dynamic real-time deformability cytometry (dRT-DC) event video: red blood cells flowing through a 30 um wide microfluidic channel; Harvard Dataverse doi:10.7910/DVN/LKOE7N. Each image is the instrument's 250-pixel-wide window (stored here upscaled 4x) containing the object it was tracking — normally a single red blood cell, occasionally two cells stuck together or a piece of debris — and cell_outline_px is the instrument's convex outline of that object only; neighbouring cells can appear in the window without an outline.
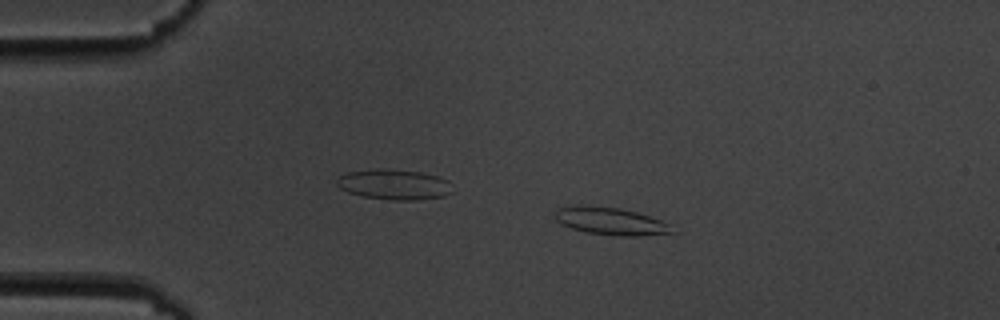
{"species": "common noctule bat (a hibernating species)", "species_latin": "Nyctalus noctula", "temperature_condition": "cold", "stored_images_in_passage": 8, "camera_frame_rate_fps": 3000, "um_per_image_px": 0.085, "animal": {"sex": "male", "body_mass_g": 19.5, "forearm_length_mm": 54.6}, "frame": {"image": 1, "passage_image": 3, "time_ms": 2.333, "image_size_px": [1000, 320], "cell_outline_px": [[676, 232], [640, 236], [620, 236], [584, 232], [560, 224], [556, 220], [556, 208], [572, 204], [588, 204], [620, 208], [636, 212], [660, 220], [668, 224]], "centroid_in_image_um": [51.83, 18.78], "position_along_channel_um": 33.2, "area_um2": 19.02}}
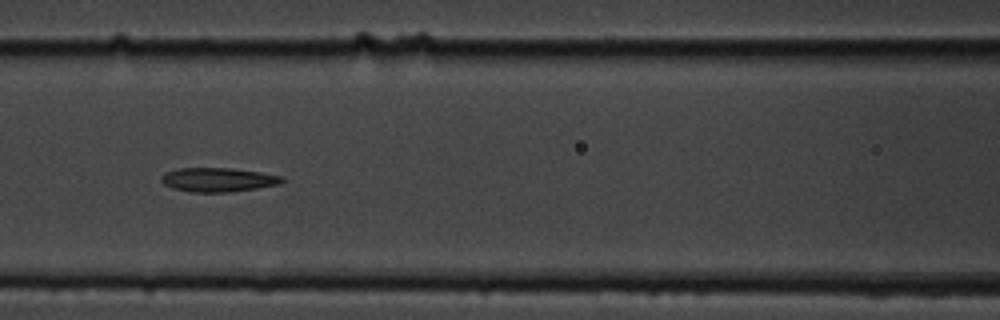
{"frame": {"image": 2, "passage_image": 7, "time_ms": 7.0, "image_size_px": [1000, 320], "cell_outline_px": [[284, 180], [280, 184], [256, 188], [228, 192], [192, 192], [172, 188], [164, 184], [160, 180], [160, 176], [164, 172], [176, 168], [232, 168], [260, 172], [284, 176]], "centroid_in_image_um": [18.51, 15.27], "position_along_channel_um": 148.1, "area_um2": 17.05}}
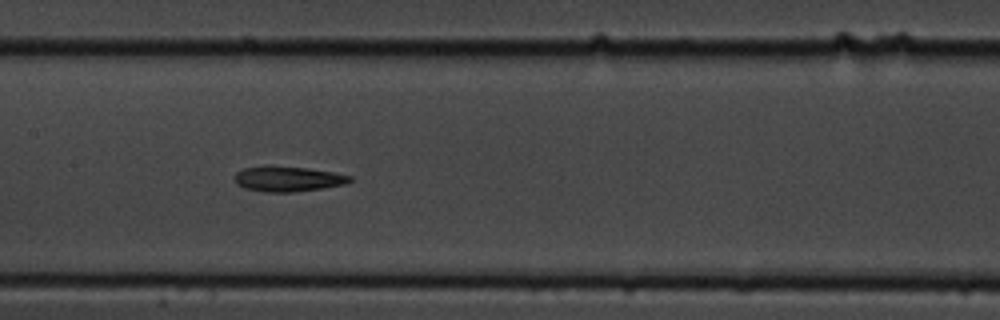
{"frame": {"image": 3, "passage_image": 8, "time_ms": 8.0, "image_size_px": [1000, 320], "cell_outline_px": [[352, 180], [344, 184], [324, 188], [292, 192], [264, 192], [244, 188], [236, 184], [236, 172], [244, 168], [268, 164], [308, 168], [332, 172], [352, 176]], "centroid_in_image_um": [24.44, 15.19], "position_along_channel_um": 183.0, "area_um2": 17.17}}